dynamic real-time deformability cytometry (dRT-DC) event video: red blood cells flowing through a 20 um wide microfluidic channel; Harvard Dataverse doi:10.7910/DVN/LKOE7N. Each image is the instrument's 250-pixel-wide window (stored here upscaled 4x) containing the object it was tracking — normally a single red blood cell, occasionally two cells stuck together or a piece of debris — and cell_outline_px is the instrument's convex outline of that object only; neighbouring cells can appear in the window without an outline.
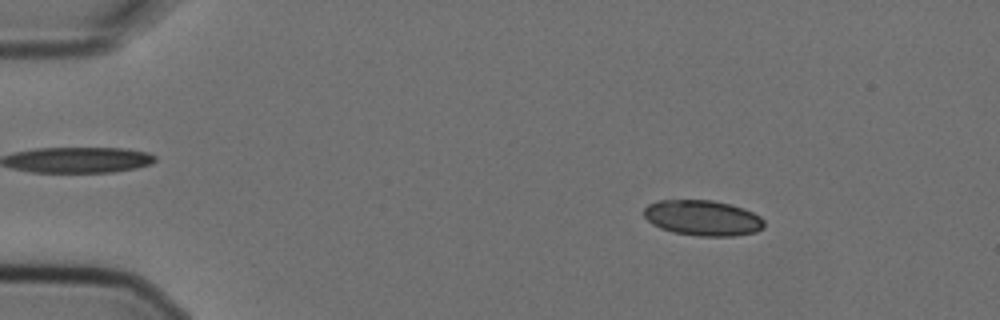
{"species": "Egyptian fruit bat (a non-hibernating species)", "species_latin": "Rousettus aegyptiacus", "temperature_condition": "cold", "stored_images_in_passage": 3, "camera_frame_rate_fps": 3000, "um_per_image_px": 0.085, "animal": {"sex": "female"}, "frame": {"image": 1, "passage_image": 1, "time_ms": 0.0, "image_size_px": [1000, 320], "cell_outline_px": [[764, 228], [756, 232], [736, 236], [700, 236], [672, 232], [660, 228], [652, 224], [644, 216], [644, 208], [648, 204], [660, 200], [712, 200], [744, 208], [760, 216], [764, 220]], "centroid_in_image_um": [59.74, 18.53], "position_along_channel_um": 25.3, "area_um2": 24.97}}